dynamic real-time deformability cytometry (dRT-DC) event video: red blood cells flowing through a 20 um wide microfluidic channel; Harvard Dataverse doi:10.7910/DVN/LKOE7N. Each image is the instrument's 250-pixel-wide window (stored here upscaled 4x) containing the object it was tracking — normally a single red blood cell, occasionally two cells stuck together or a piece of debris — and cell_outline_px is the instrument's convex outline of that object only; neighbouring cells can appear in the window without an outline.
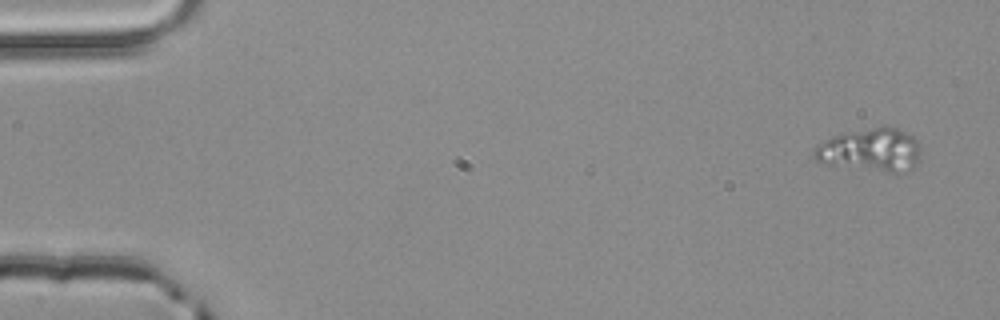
{"species": "common noctule bat (a hibernating species)", "species_latin": "Nyctalus noctula", "temperature_condition": "room temperature", "stored_images_in_passage": 5, "camera_frame_rate_fps": 3000, "um_per_image_px": 0.085, "animal": {"sex": "male", "body_mass_g": 20.4}, "frame": {"image": 1, "passage_image": 1, "time_ms": 0.0, "image_size_px": [1000, 320], "cell_outline_px": [[920, 160], [908, 172], [892, 172], [832, 164], [816, 160], [812, 156], [812, 148], [816, 144], [832, 136], [844, 132], [884, 124], [896, 128], [912, 136], [920, 144]], "centroid_in_image_um": [74.01, 12.7], "position_along_channel_um": 11.0, "area_um2": 27.11}}
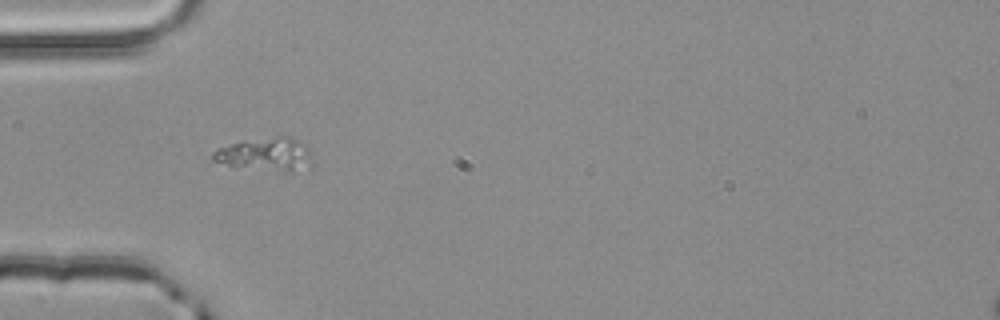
{"frame": {"image": 2, "passage_image": 4, "time_ms": 1.0, "image_size_px": [1000, 320], "cell_outline_px": [[312, 168], [292, 172], [284, 172], [228, 164], [212, 160], [212, 152], [220, 148], [232, 144], [280, 136], [288, 136], [308, 144], [312, 164]], "centroid_in_image_um": [22.73, 13.13], "position_along_channel_um": 62.3, "area_um2": 18.79}}
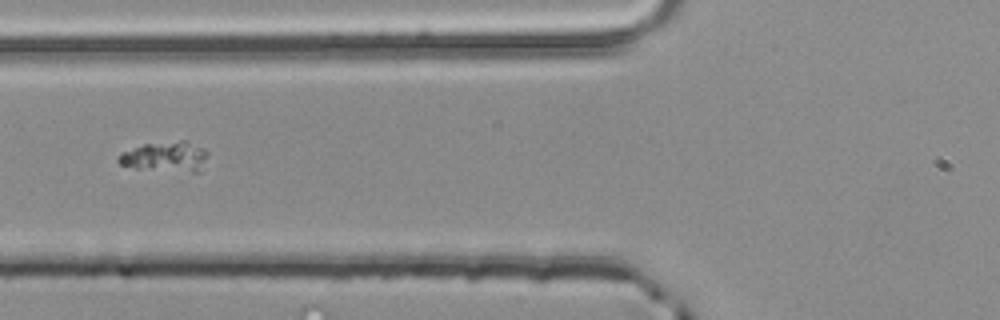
{"frame": {"image": 3, "passage_image": 5, "time_ms": 1.333, "image_size_px": [1000, 320], "cell_outline_px": [[208, 152], [200, 172], [192, 172], [136, 168], [120, 164], [116, 160], [120, 152], [144, 144], [180, 140], [184, 140], [204, 148]], "centroid_in_image_um": [14.06, 13.31], "position_along_channel_um": 111.7, "area_um2": 15.66}}